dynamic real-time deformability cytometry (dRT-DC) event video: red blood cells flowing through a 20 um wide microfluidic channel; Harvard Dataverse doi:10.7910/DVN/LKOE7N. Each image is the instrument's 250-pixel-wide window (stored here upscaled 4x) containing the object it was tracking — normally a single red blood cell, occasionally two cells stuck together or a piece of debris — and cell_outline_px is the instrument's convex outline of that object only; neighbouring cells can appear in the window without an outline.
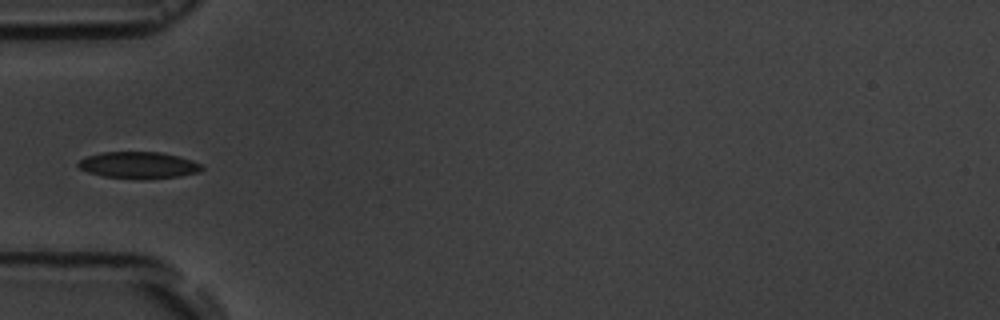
{"species": "common noctule bat (a hibernating species)", "species_latin": "Nyctalus noctula", "temperature_condition": "room temperature", "stored_images_in_passage": 8, "camera_frame_rate_fps": 3000, "um_per_image_px": 0.085, "animal": {"sex": "male", "body_mass_g": 19.5, "forearm_length_mm": 54.6}, "frame": {"image": 1, "passage_image": 5, "time_ms": 4.667, "image_size_px": [1000, 320], "cell_outline_px": [[204, 168], [200, 172], [180, 176], [148, 180], [136, 180], [104, 176], [88, 172], [80, 168], [76, 164], [80, 160], [88, 156], [104, 152], [160, 152], [192, 160], [200, 164]], "centroid_in_image_um": [11.8, 14.06], "position_along_channel_um": 73.2, "area_um2": 19.36}}
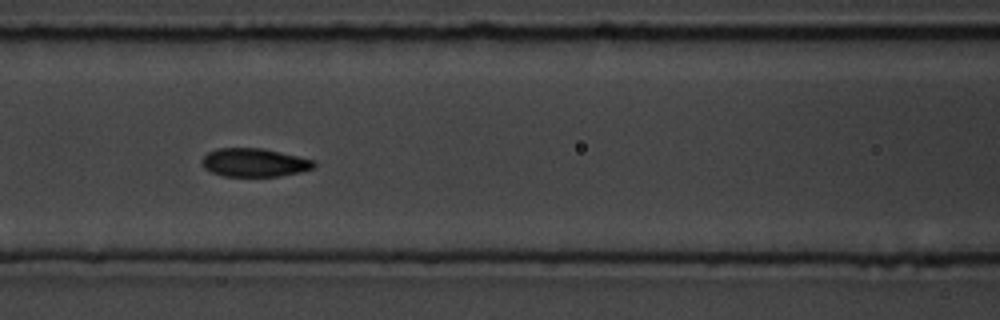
{"frame": {"image": 2, "passage_image": 7, "time_ms": 6.667, "image_size_px": [1000, 320], "cell_outline_px": [[316, 164], [312, 168], [300, 172], [280, 176], [224, 176], [212, 172], [204, 168], [200, 160], [208, 152], [216, 148], [264, 148], [316, 160]], "centroid_in_image_um": [21.62, 13.81], "position_along_channel_um": 145.0, "area_um2": 18.67}}
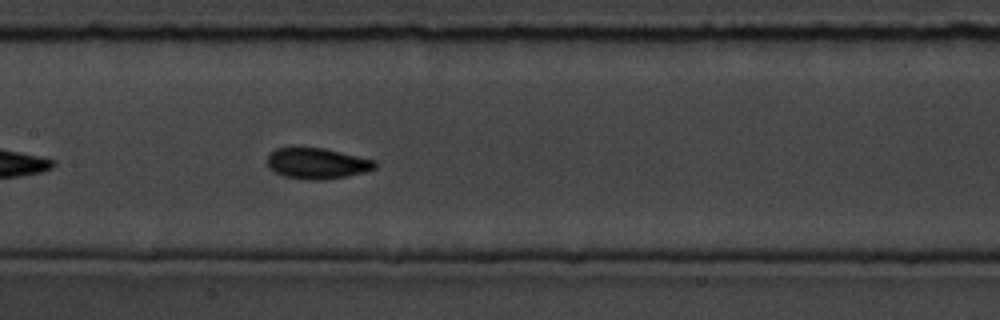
{"frame": {"image": 3, "passage_image": 8, "time_ms": 7.667, "image_size_px": [1000, 320], "cell_outline_px": [[376, 168], [364, 172], [348, 176], [324, 180], [308, 180], [284, 176], [268, 168], [268, 156], [276, 148], [324, 148], [376, 160]], "centroid_in_image_um": [26.98, 13.9], "position_along_channel_um": 180.4, "area_um2": 19.31}}